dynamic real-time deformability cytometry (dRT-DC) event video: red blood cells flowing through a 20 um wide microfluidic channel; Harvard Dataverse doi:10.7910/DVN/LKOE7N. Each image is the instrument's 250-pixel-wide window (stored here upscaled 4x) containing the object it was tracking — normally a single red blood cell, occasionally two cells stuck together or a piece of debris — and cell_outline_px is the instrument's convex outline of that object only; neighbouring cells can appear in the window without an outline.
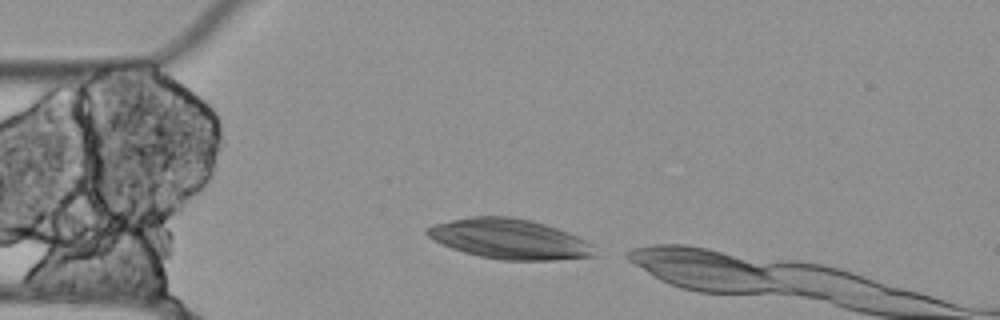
{"species": "Egyptian fruit bat (a non-hibernating species)", "species_latin": "Rousettus aegyptiacus", "temperature_condition": "cold", "stored_images_in_passage": 33, "camera_frame_rate_fps": 3000, "um_per_image_px": 0.085, "animal": {"sex": "female"}, "frame": {"image": 1, "passage_image": 1, "time_ms": 0.0, "image_size_px": [1000, 320], "cell_outline_px": [[592, 256], [552, 260], [500, 260], [480, 256], [464, 252], [452, 248], [432, 240], [424, 232], [432, 224], [472, 216], [508, 216], [532, 220], [568, 232], [592, 244]], "centroid_in_image_um": [43.24, 20.3], "position_along_channel_um": 41.8, "area_um2": 38.67}}
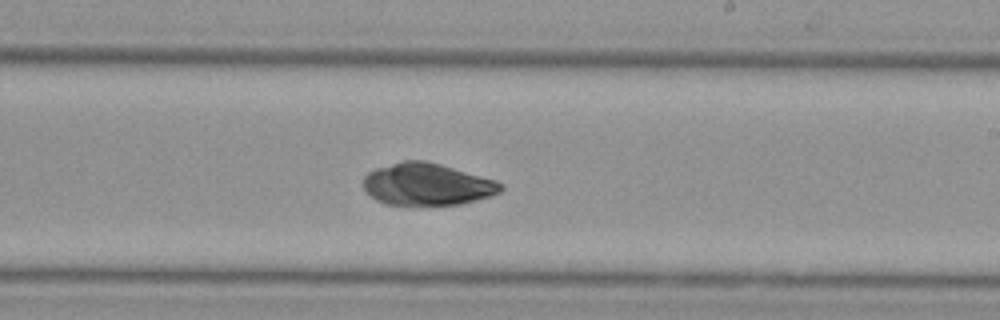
{"frame": {"image": 2, "passage_image": 20, "time_ms": 6.333, "image_size_px": [1000, 320], "cell_outline_px": [[504, 188], [500, 192], [476, 200], [460, 204], [388, 204], [376, 200], [364, 188], [364, 176], [368, 172], [376, 168], [404, 160], [424, 160], [440, 164], [496, 180], [504, 184]], "centroid_in_image_um": [36.32, 15.65], "position_along_channel_um": 252.7, "area_um2": 33.29}}
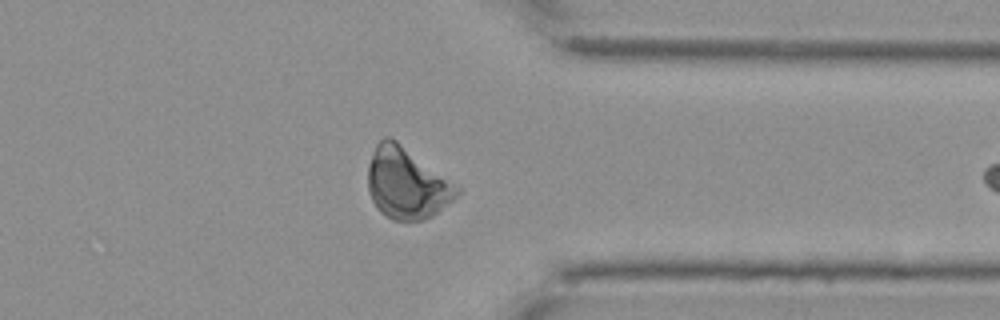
{"frame": {"image": 3, "passage_image": 31, "time_ms": 10.0, "image_size_px": [1000, 320], "cell_outline_px": [[460, 192], [448, 204], [432, 216], [424, 220], [392, 220], [380, 212], [372, 200], [368, 192], [368, 164], [372, 152], [376, 144], [384, 136], [388, 136], [396, 140], [460, 188]], "centroid_in_image_um": [34.52, 15.59], "position_along_channel_um": 376.9, "area_um2": 36.53}}